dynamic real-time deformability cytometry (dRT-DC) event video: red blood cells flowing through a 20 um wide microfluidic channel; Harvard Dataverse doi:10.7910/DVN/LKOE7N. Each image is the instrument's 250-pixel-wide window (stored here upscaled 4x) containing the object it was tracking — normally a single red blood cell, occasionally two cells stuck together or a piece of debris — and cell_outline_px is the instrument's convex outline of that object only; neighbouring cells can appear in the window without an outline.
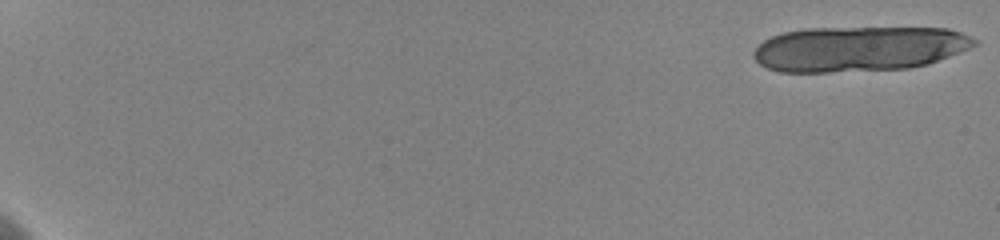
{"species": "human", "species_latin": "Homo sapiens", "temperature_condition": "cold", "stored_images_in_passage": 27, "camera_frame_rate_fps": 3000, "um_per_image_px": 0.085, "donor": {"sex": "female"}, "frame": {"image": 1, "passage_image": 1, "time_ms": 0.0, "image_size_px": [1000, 240], "cell_outline_px": [[976, 44], [968, 48], [928, 64], [908, 68], [828, 72], [780, 72], [768, 68], [760, 64], [752, 56], [752, 52], [764, 40], [772, 36], [784, 32], [808, 28], [948, 28], [960, 32], [976, 40]], "centroid_in_image_um": [72.96, 4.15], "position_along_channel_um": 12.0, "area_um2": 57.74}}
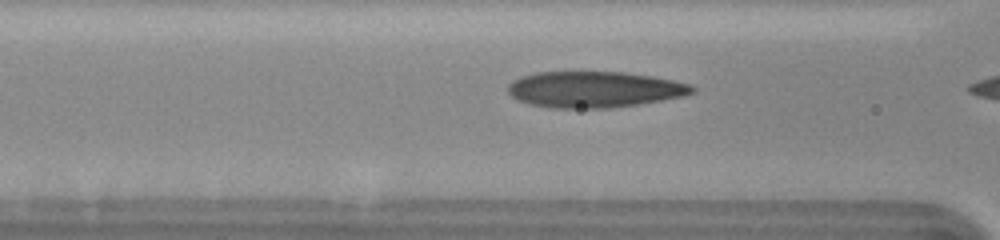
{"frame": {"image": 2, "passage_image": 25, "time_ms": 8.0, "image_size_px": [1000, 240], "cell_outline_px": [[696, 92], [684, 96], [636, 104], [608, 108], [548, 108], [528, 104], [516, 100], [508, 92], [508, 84], [520, 76], [536, 72], [624, 72], [652, 76], [692, 84], [696, 88]], "centroid_in_image_um": [50.5, 7.6], "position_along_channel_um": 116.1, "area_um2": 38.96}}